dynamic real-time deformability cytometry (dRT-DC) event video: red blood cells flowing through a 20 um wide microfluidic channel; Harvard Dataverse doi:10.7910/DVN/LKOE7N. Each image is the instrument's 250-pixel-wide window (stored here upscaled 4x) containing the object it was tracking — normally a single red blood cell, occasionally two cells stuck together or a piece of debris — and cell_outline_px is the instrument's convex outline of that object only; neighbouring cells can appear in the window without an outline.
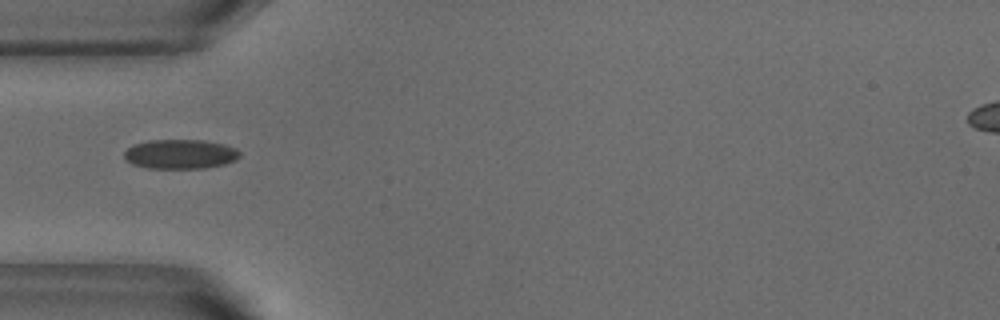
{"species": "common noctule bat (a hibernating species)", "species_latin": "Nyctalus noctula", "temperature_condition": "warm", "stored_images_in_passage": 13, "camera_frame_rate_fps": 3000, "um_per_image_px": 0.085, "animal": {"sex": "male", "body_mass_g": 18.8}, "frame": {"image": 1, "passage_image": 1, "time_ms": 0.0, "image_size_px": [1000, 320], "cell_outline_px": [[240, 156], [236, 160], [224, 164], [204, 168], [148, 168], [132, 164], [124, 156], [124, 152], [132, 144], [148, 140], [204, 140], [224, 144], [236, 148], [240, 152]], "centroid_in_image_um": [15.33, 13.09], "position_along_channel_um": 69.7, "area_um2": 19.88}}